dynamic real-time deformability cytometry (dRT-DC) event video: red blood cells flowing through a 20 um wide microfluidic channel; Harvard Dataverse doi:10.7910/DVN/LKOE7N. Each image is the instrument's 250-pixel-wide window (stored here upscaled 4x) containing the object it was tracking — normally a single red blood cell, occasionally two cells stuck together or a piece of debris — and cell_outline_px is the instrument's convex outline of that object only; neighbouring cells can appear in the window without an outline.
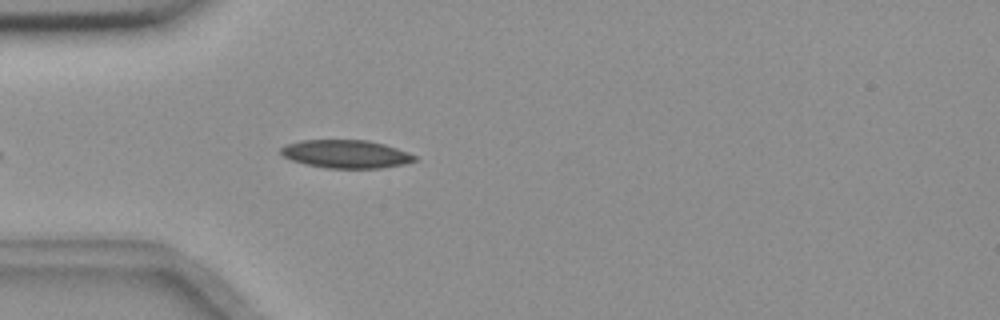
{"species": "common noctule bat (a hibernating species)", "species_latin": "Nyctalus noctula", "temperature_condition": "room temperature", "stored_images_in_passage": 38, "camera_frame_rate_fps": 3000, "um_per_image_px": 0.085, "animal": {"sex": "female", "body_mass_g": 18.4}, "frame": {"image": 1, "passage_image": 1, "time_ms": 0.0, "image_size_px": [1000, 320], "cell_outline_px": [[416, 160], [404, 164], [380, 168], [324, 168], [304, 164], [292, 160], [284, 156], [280, 152], [280, 148], [284, 144], [300, 140], [368, 140], [384, 144], [408, 152], [416, 156]], "centroid_in_image_um": [29.37, 13.09], "position_along_channel_um": 55.6, "area_um2": 22.02}}
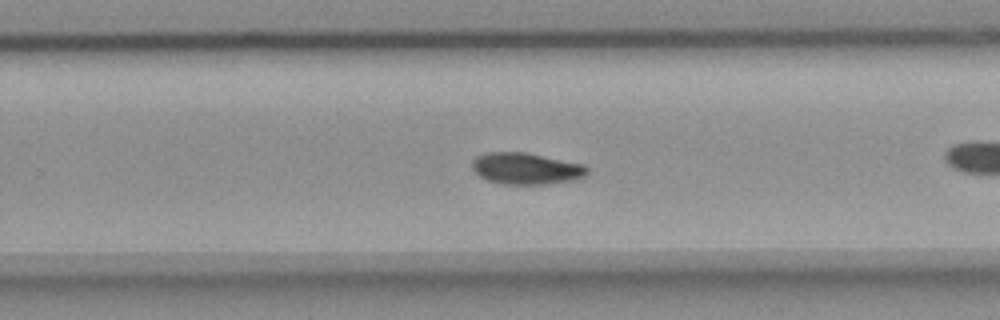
{"frame": {"image": 2, "passage_image": 17, "time_ms": 5.333, "image_size_px": [1000, 320], "cell_outline_px": [[588, 172], [584, 176], [572, 180], [548, 184], [504, 184], [488, 180], [480, 176], [472, 168], [472, 160], [476, 156], [484, 152], [524, 152], [584, 164], [588, 168]], "centroid_in_image_um": [44.7, 14.32], "position_along_channel_um": 285.1, "area_um2": 21.1}}
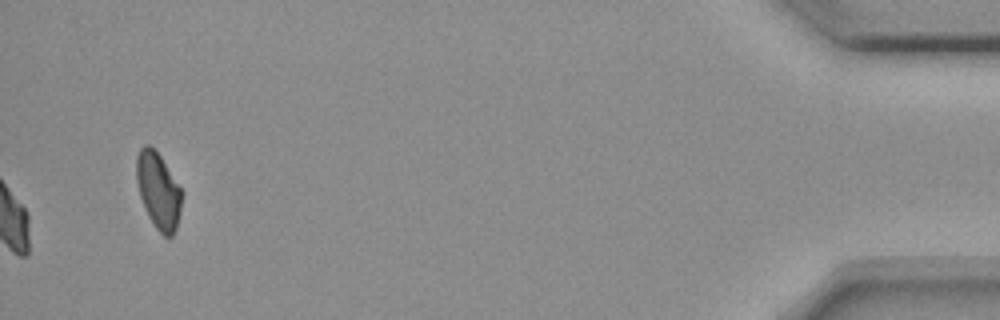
{"frame": {"image": 3, "passage_image": 38, "time_ms": 12.333, "image_size_px": [1000, 320], "cell_outline_px": [[184, 192], [180, 212], [176, 228], [172, 236], [164, 236], [156, 228], [148, 216], [140, 196], [136, 180], [136, 156], [140, 148], [144, 144], [148, 144], [160, 156]], "centroid_in_image_um": [13.46, 16.2], "position_along_channel_um": 421.7, "area_um2": 20.17}, "authors_computed_cell_mechanics": {"area_um2": 20.3745, "velocity_mm_per_s": 3.6459, "shape_relaxation_time_tau1_ms": 3.6803, "shape_relaxation_time_tau2_ms": null, "deformation_change_tau1": 0.1147, "deformation_change_tau2": null}}